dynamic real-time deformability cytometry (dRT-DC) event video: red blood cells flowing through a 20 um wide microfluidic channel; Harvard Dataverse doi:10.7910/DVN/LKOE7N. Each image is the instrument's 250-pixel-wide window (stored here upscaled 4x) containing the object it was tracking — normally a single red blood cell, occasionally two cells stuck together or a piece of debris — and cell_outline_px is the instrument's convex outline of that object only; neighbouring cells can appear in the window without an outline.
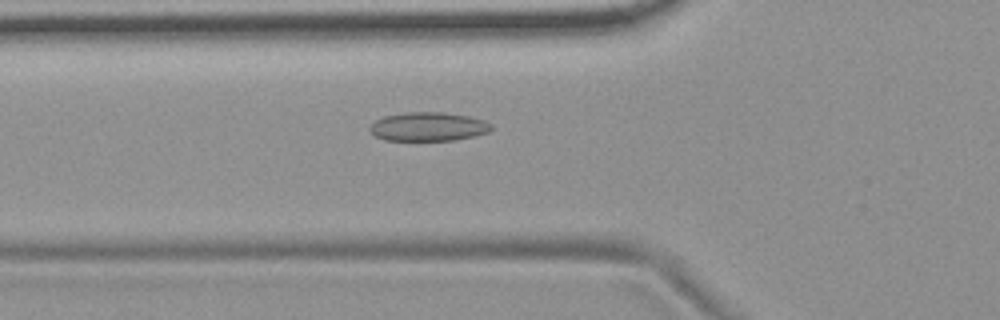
{"species": "common noctule bat (a hibernating species)", "species_latin": "Nyctalus noctula", "temperature_condition": "room temperature", "stored_images_in_passage": 54, "camera_frame_rate_fps": 3000, "um_per_image_px": 0.085, "animal": {"sex": "female", "body_mass_g": 19.9}, "frame": {"image": 1, "passage_image": 19, "time_ms": 6.0, "image_size_px": [1000, 320], "cell_outline_px": [[492, 128], [488, 132], [476, 136], [452, 140], [384, 140], [376, 136], [368, 128], [376, 120], [384, 116], [408, 112], [444, 112], [468, 116], [484, 120], [492, 124]], "centroid_in_image_um": [36.42, 10.76], "position_along_channel_um": 89.4, "area_um2": 20.35}}
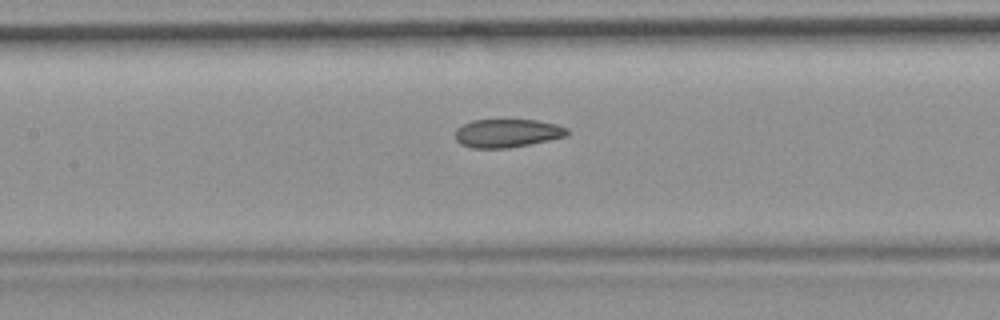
{"frame": {"image": 2, "passage_image": 25, "time_ms": 8.0, "image_size_px": [1000, 320], "cell_outline_px": [[568, 136], [508, 148], [472, 148], [460, 144], [456, 140], [456, 128], [472, 120], [536, 120], [556, 124], [568, 128]], "centroid_in_image_um": [43.11, 11.32], "position_along_channel_um": 164.3, "area_um2": 18.44}}
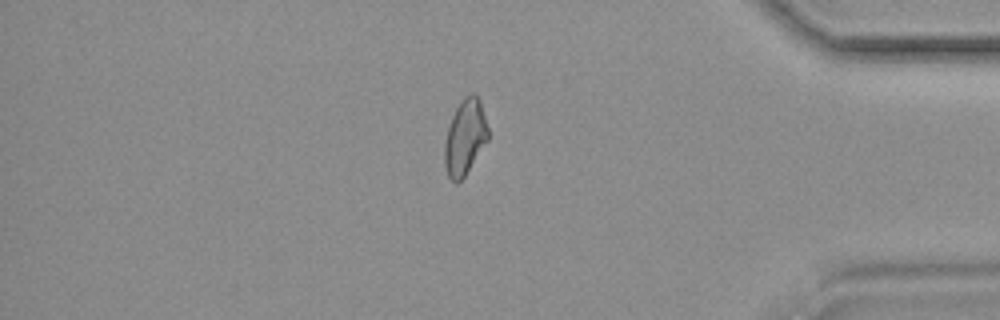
{"frame": {"image": 3, "passage_image": 46, "time_ms": 15.0, "image_size_px": [1000, 320], "cell_outline_px": [[488, 140], [464, 176], [456, 184], [448, 176], [444, 164], [444, 144], [448, 128], [452, 116], [460, 100], [464, 96], [472, 92], [480, 100], [488, 128]], "centroid_in_image_um": [39.52, 11.65], "position_along_channel_um": 395.7, "area_um2": 19.02}, "authors_computed_cell_mechanics": {"area_um2": 19.6809, "velocity_mm_per_s": 3.7243, "shape_relaxation_time_tau1_ms": null, "shape_relaxation_time_tau2_ms": 2.6547, "deformation_change_tau1": null, "deformation_change_tau2": 0.0875}}